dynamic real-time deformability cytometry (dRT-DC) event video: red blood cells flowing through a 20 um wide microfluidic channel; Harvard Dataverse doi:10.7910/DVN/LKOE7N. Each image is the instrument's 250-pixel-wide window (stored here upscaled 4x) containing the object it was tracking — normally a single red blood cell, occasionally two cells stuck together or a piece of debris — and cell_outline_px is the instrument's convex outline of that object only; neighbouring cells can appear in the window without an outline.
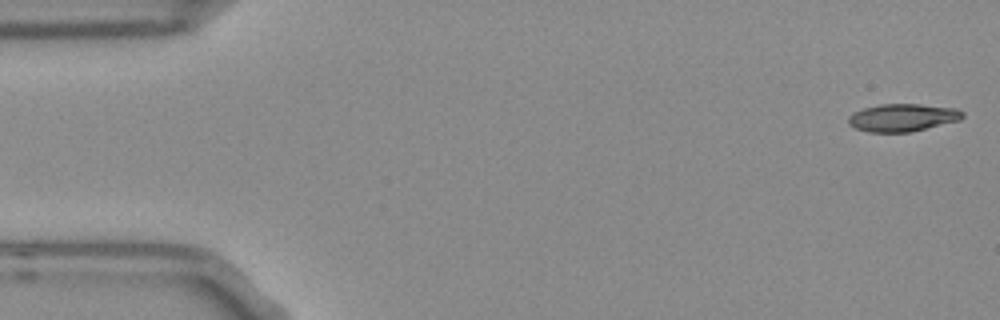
{"species": "Egyptian fruit bat (a non-hibernating species)", "species_latin": "Rousettus aegyptiacus", "temperature_condition": "room temperature", "stored_images_in_passage": 53, "camera_frame_rate_fps": 3000, "um_per_image_px": 0.085, "frame": {"image": 1, "passage_image": 1, "time_ms": 0.0, "image_size_px": [1000, 320], "cell_outline_px": [[964, 116], [960, 120], [912, 132], [868, 132], [856, 128], [848, 124], [848, 116], [852, 112], [864, 108], [880, 104], [920, 104], [956, 108], [964, 112]], "centroid_in_image_um": [76.72, 9.99], "position_along_channel_um": 8.3, "area_um2": 18.55}}
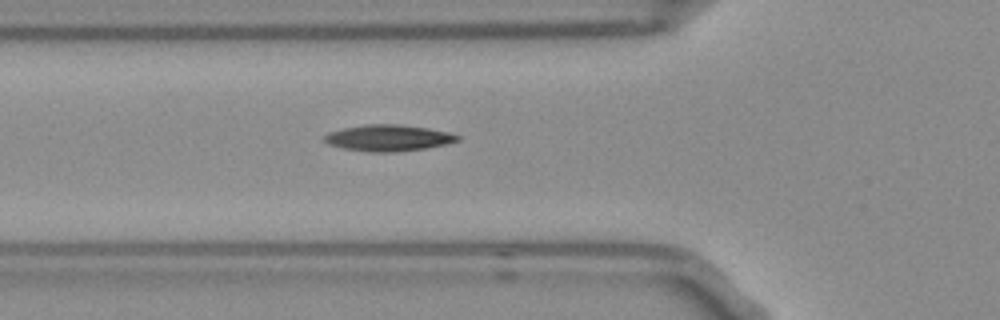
{"frame": {"image": 2, "passage_image": 18, "time_ms": 5.667, "image_size_px": [1000, 320], "cell_outline_px": [[460, 140], [444, 144], [424, 148], [392, 152], [372, 152], [344, 148], [328, 144], [324, 140], [324, 136], [328, 132], [344, 128], [368, 124], [400, 124], [428, 128], [448, 132], [460, 136]], "centroid_in_image_um": [33.0, 11.71], "position_along_channel_um": 92.8, "area_um2": 20.17}}
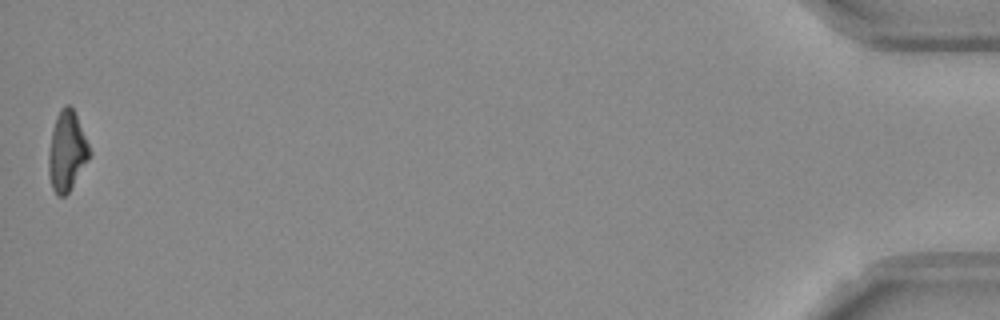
{"frame": {"image": 3, "passage_image": 53, "time_ms": 17.333, "image_size_px": [1000, 320], "cell_outline_px": [[92, 156], [68, 192], [64, 196], [56, 196], [52, 188], [48, 172], [48, 156], [52, 132], [56, 116], [60, 108], [64, 104], [68, 104], [72, 108], [76, 116], [92, 152]], "centroid_in_image_um": [5.69, 12.87], "position_along_channel_um": 429.5, "area_um2": 19.02}, "authors_computed_cell_mechanics": {"area_um2": 19.1896, "velocity_mm_per_s": 3.7465, "shape_relaxation_time_tau1_ms": null, "shape_relaxation_time_tau2_ms": 5.2815, "deformation_change_tau1": null, "deformation_change_tau2": 0.1313}}